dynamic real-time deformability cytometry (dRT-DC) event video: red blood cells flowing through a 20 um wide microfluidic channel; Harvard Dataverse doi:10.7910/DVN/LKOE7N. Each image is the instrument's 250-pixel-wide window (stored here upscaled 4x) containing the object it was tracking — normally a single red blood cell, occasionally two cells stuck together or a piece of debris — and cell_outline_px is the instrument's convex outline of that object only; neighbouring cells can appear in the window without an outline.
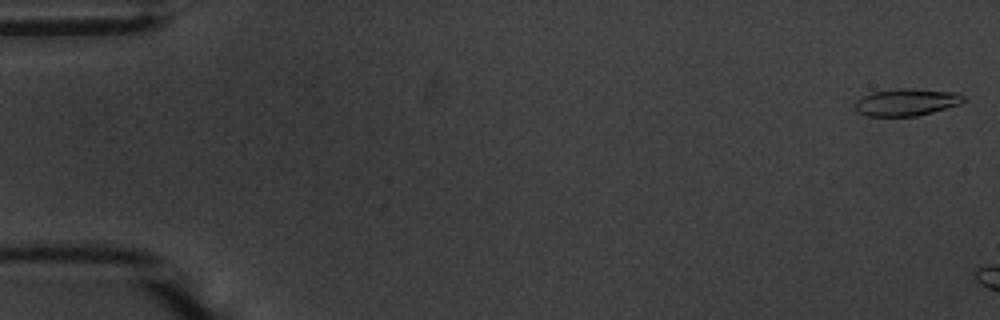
{"species": "common noctule bat (a hibernating species)", "species_latin": "Nyctalus noctula", "temperature_condition": "warm", "stored_images_in_passage": 6, "camera_frame_rate_fps": 3000, "um_per_image_px": 0.085, "animal": {"sex": "male", "body_mass_g": 20.1, "forearm_length_mm": 53.5}, "frame": {"image": 1, "passage_image": 1, "time_ms": 0.0, "image_size_px": [1000, 320], "cell_outline_px": [[964, 100], [960, 104], [932, 112], [916, 116], [868, 116], [856, 112], [852, 104], [856, 100], [872, 92], [896, 88], [912, 88], [956, 92], [964, 96]], "centroid_in_image_um": [77.0, 8.68], "position_along_channel_um": 8.0, "area_um2": 17.34}}